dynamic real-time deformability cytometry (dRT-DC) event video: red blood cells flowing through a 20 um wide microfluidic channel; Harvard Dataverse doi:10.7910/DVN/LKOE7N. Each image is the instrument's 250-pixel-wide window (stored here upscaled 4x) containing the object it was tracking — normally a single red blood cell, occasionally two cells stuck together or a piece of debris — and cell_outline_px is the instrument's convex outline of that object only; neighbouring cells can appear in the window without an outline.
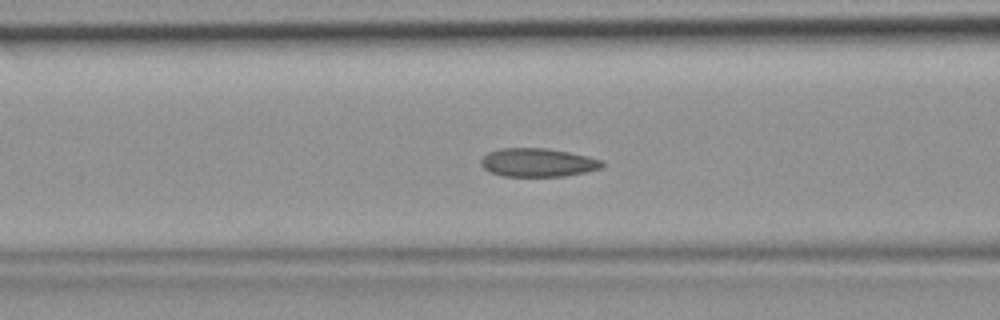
{"species": "common noctule bat (a hibernating species)", "species_latin": "Nyctalus noctula", "temperature_condition": "room temperature", "stored_images_in_passage": 32, "camera_frame_rate_fps": 3000, "um_per_image_px": 0.085, "animal": {"sex": "female", "body_mass_g": 19.9}, "frame": {"image": 1, "passage_image": 5, "time_ms": 1.333, "image_size_px": [1000, 320], "cell_outline_px": [[604, 164], [600, 168], [584, 172], [564, 176], [500, 176], [488, 172], [480, 164], [480, 160], [488, 152], [500, 148], [548, 148], [568, 152], [600, 160]], "centroid_in_image_um": [45.63, 13.81], "position_along_channel_um": 121.0, "area_um2": 20.0}}
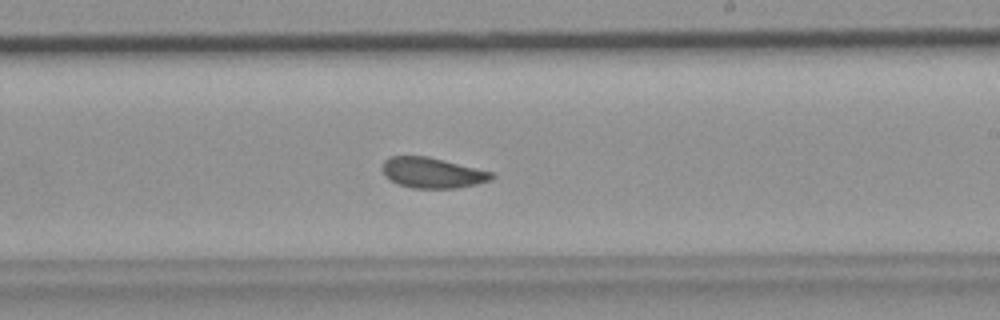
{"frame": {"image": 2, "passage_image": 14, "time_ms": 4.333, "image_size_px": [1000, 320], "cell_outline_px": [[496, 176], [492, 180], [476, 184], [456, 188], [412, 188], [400, 184], [384, 176], [380, 168], [384, 160], [388, 156], [428, 156], [492, 172]], "centroid_in_image_um": [36.72, 14.68], "position_along_channel_um": 252.3, "area_um2": 19.48}}